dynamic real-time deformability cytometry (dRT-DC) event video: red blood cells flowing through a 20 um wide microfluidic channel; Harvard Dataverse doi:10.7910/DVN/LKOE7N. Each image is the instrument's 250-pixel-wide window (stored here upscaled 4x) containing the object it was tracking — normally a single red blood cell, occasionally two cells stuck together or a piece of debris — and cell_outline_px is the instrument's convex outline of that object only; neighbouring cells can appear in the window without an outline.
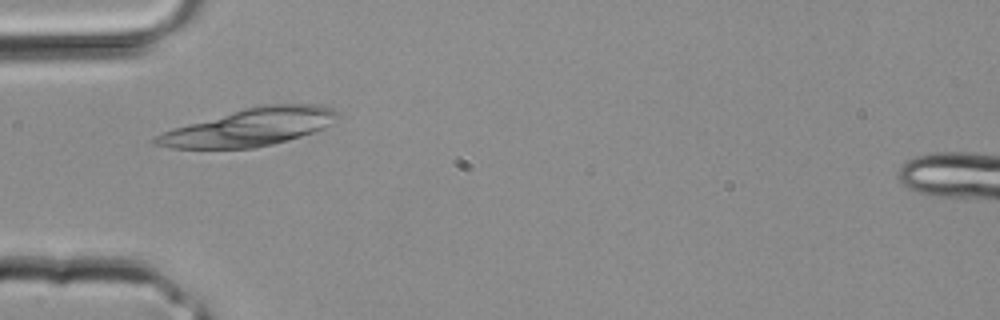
{"species": "common noctule bat (a hibernating species)", "species_latin": "Nyctalus noctula", "temperature_condition": "room temperature", "stored_images_in_passage": 2, "camera_frame_rate_fps": 3000, "um_per_image_px": 0.085, "animal": {"sex": "male", "body_mass_g": 20.4}, "frame": {"image": 1, "passage_image": 2, "time_ms": 0.333, "image_size_px": [1000, 320], "cell_outline_px": [[340, 116], [324, 128], [288, 140], [256, 148], [172, 148], [156, 144], [152, 140], [156, 136], [172, 128], [244, 108], [264, 104], [320, 104], [332, 108]], "centroid_in_image_um": [21.25, 10.8], "position_along_channel_um": 63.8, "area_um2": 39.36}}